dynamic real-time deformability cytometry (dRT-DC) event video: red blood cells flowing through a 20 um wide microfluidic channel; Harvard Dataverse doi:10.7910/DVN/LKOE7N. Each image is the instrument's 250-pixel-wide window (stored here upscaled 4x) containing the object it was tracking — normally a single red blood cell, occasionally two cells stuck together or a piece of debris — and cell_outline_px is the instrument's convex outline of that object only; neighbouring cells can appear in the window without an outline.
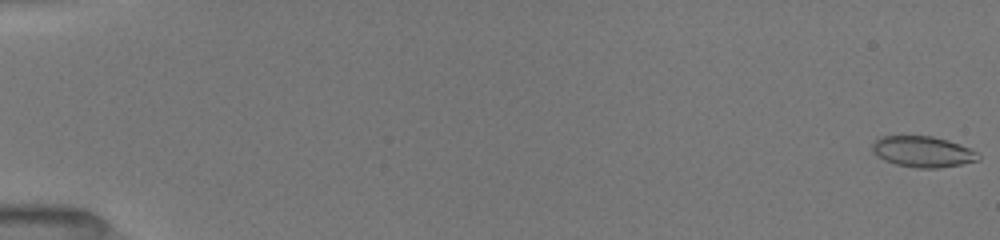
{"species": "common noctule bat (a hibernating species)", "species_latin": "Nyctalus noctula", "temperature_condition": "room temperature", "stored_images_in_passage": 51, "camera_frame_rate_fps": 3000, "um_per_image_px": 0.085, "animal": {"sex": "female", "body_mass_g": 19.5, "forearm_length_mm": 54.1}, "frame": {"image": 1, "passage_image": 1, "time_ms": 0.0, "image_size_px": [1000, 240], "cell_outline_px": [[980, 160], [940, 168], [916, 168], [896, 164], [884, 160], [872, 152], [872, 144], [880, 136], [932, 136], [948, 140], [960, 144], [976, 152], [980, 156]], "centroid_in_image_um": [78.42, 12.89], "position_along_channel_um": 6.6, "area_um2": 19.07}}
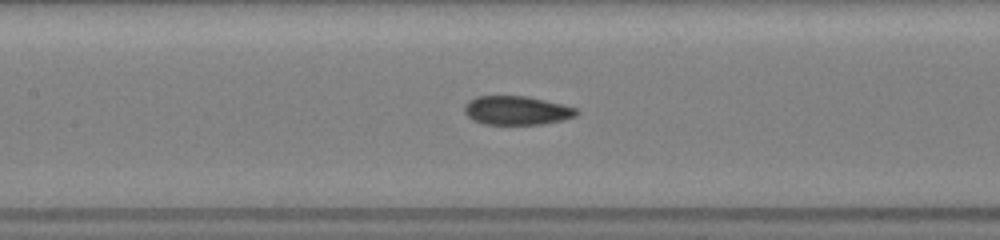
{"frame": {"image": 2, "passage_image": 25, "time_ms": 8.333, "image_size_px": [1000, 240], "cell_outline_px": [[580, 112], [576, 116], [564, 120], [544, 124], [484, 124], [472, 120], [464, 112], [464, 104], [468, 100], [476, 96], [528, 96], [564, 104], [576, 108]], "centroid_in_image_um": [43.93, 9.38], "position_along_channel_um": 163.5, "area_um2": 19.13}}
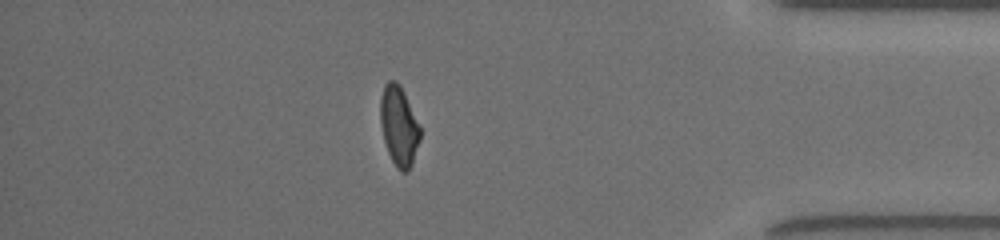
{"frame": {"image": 3, "passage_image": 44, "time_ms": 15.0, "image_size_px": [1000, 240], "cell_outline_px": [[420, 140], [412, 164], [408, 172], [400, 172], [396, 168], [388, 152], [384, 140], [380, 124], [380, 96], [384, 84], [388, 80], [396, 80], [400, 84], [404, 92], [420, 128]], "centroid_in_image_um": [33.89, 10.7], "position_along_channel_um": 401.3, "area_um2": 18.55}, "authors_computed_cell_mechanics": {"area_um2": 19.0162, "velocity_mm_per_s": 4.0277, "shape_relaxation_time_tau1_ms": 4.2354, "shape_relaxation_time_tau2_ms": 1.9163, "deformation_change_tau1": 0.1737, "deformation_change_tau2": 0.081}}